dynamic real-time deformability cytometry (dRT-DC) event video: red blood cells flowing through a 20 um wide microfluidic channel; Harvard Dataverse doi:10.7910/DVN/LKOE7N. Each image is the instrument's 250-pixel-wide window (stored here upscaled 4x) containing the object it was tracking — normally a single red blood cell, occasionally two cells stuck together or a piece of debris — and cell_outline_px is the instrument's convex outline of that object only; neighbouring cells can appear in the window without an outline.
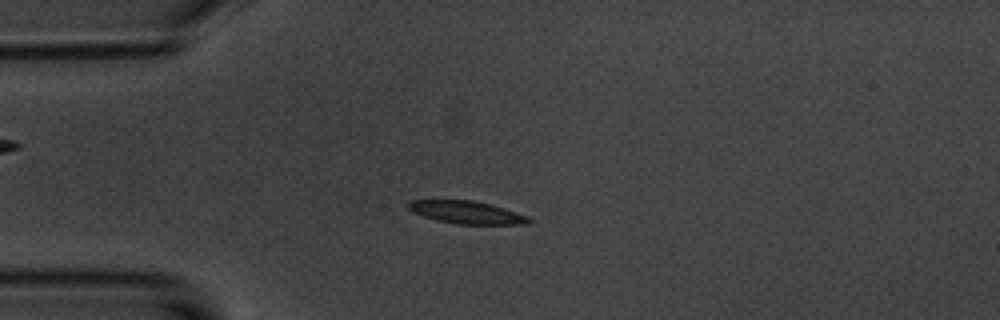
{"species": "common noctule bat (a hibernating species)", "species_latin": "Nyctalus noctula", "temperature_condition": "room temperature", "stored_images_in_passage": 6, "camera_frame_rate_fps": 3000, "um_per_image_px": 0.085, "animal": {"sex": "male", "body_mass_g": 20.1, "forearm_length_mm": 53.5}, "frame": {"image": 1, "passage_image": 4, "time_ms": 3.333, "image_size_px": [1000, 320], "cell_outline_px": [[532, 220], [528, 224], [456, 224], [436, 220], [412, 212], [404, 204], [408, 200], [472, 200], [504, 208], [528, 216]], "centroid_in_image_um": [39.61, 18.05], "position_along_channel_um": 45.4, "area_um2": 15.95}}